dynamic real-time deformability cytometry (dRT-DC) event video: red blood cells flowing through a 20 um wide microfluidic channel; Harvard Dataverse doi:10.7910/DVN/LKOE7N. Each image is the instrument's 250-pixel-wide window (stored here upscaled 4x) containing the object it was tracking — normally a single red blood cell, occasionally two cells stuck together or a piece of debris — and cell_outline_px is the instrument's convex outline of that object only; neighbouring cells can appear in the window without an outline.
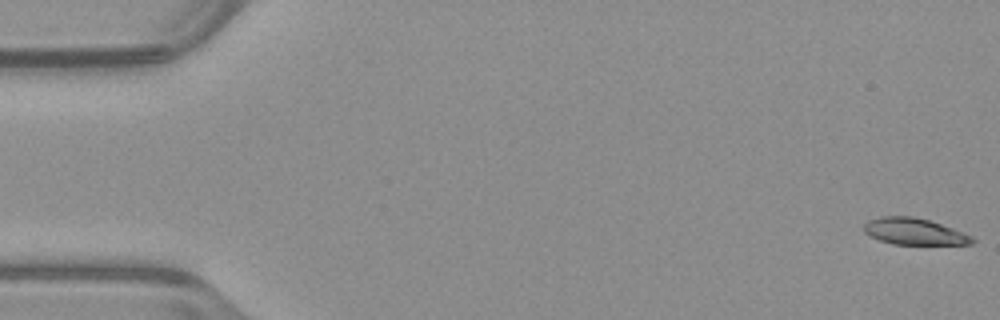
{"species": "common noctule bat (a hibernating species)", "species_latin": "Nyctalus noctula", "temperature_condition": "warm", "stored_images_in_passage": 52, "camera_frame_rate_fps": 3000, "um_per_image_px": 0.085, "animal": {"sex": "male", "body_mass_g": 23.1, "forearm_length_mm": 52.7}, "frame": {"image": 1, "passage_image": 1, "time_ms": 0.0, "image_size_px": [1000, 320], "cell_outline_px": [[976, 240], [972, 244], [892, 244], [880, 240], [864, 232], [864, 224], [868, 220], [880, 216], [912, 216], [928, 220], [952, 228], [972, 236]], "centroid_in_image_um": [77.7, 19.67], "position_along_channel_um": 7.3, "area_um2": 16.59}}
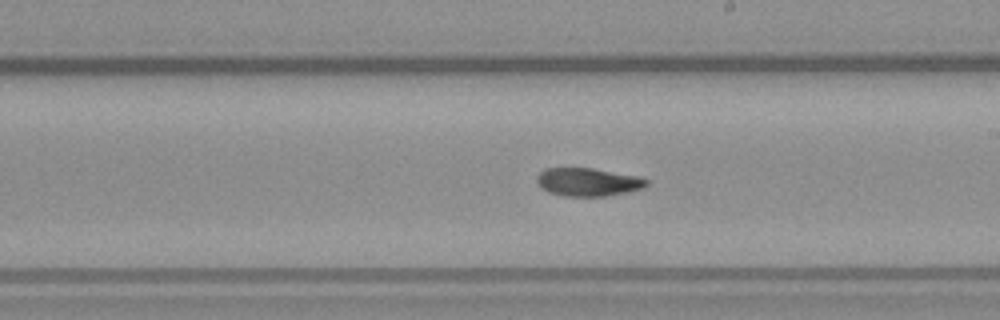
{"frame": {"image": 2, "passage_image": 30, "time_ms": 9.667, "image_size_px": [1000, 320], "cell_outline_px": [[648, 184], [644, 188], [604, 196], [564, 196], [548, 192], [540, 188], [536, 180], [536, 176], [544, 168], [592, 168], [640, 176], [648, 180]], "centroid_in_image_um": [49.95, 15.46], "position_along_channel_um": 239.0, "area_um2": 18.09}}
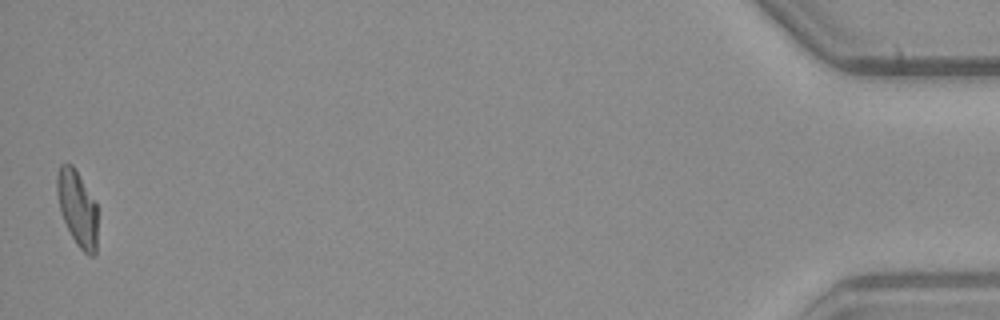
{"frame": {"image": 3, "passage_image": 52, "time_ms": 17.0, "image_size_px": [1000, 320], "cell_outline_px": [[96, 252], [92, 256], [84, 252], [76, 244], [60, 212], [56, 192], [56, 176], [60, 164], [72, 164], [96, 200]], "centroid_in_image_um": [6.56, 17.65], "position_along_channel_um": 428.6, "area_um2": 17.86}, "authors_computed_cell_mechanics": {"area_um2": 18.0914, "velocity_mm_per_s": 3.9628, "shape_relaxation_time_tau1_ms": 7.3316, "shape_relaxation_time_tau2_ms": 3.8229, "deformation_change_tau1": 0.2099, "deformation_change_tau2": 0.0898}}